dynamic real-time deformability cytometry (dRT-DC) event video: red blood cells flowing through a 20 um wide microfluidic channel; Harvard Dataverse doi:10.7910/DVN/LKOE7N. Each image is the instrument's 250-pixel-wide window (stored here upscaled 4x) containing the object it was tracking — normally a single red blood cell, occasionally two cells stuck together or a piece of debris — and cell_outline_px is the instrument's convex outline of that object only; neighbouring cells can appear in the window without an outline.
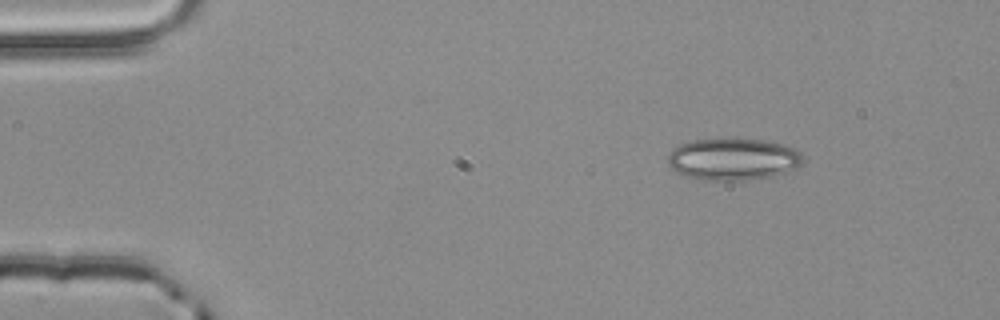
{"species": "common noctule bat (a hibernating species)", "species_latin": "Nyctalus noctula", "temperature_condition": "room temperature", "stored_images_in_passage": 9, "camera_frame_rate_fps": 3000, "um_per_image_px": 0.085, "animal": {"sex": "male", "body_mass_g": 20.4}, "frame": {"image": 1, "passage_image": 1, "time_ms": 0.0, "image_size_px": [1000, 320], "cell_outline_px": [[800, 164], [784, 172], [772, 176], [744, 180], [704, 180], [688, 176], [676, 172], [668, 164], [668, 156], [672, 148], [680, 144], [692, 140], [728, 136], [764, 140], [780, 144], [792, 148], [800, 152]], "centroid_in_image_um": [62.23, 13.49], "position_along_channel_um": 22.8, "area_um2": 33.23}}